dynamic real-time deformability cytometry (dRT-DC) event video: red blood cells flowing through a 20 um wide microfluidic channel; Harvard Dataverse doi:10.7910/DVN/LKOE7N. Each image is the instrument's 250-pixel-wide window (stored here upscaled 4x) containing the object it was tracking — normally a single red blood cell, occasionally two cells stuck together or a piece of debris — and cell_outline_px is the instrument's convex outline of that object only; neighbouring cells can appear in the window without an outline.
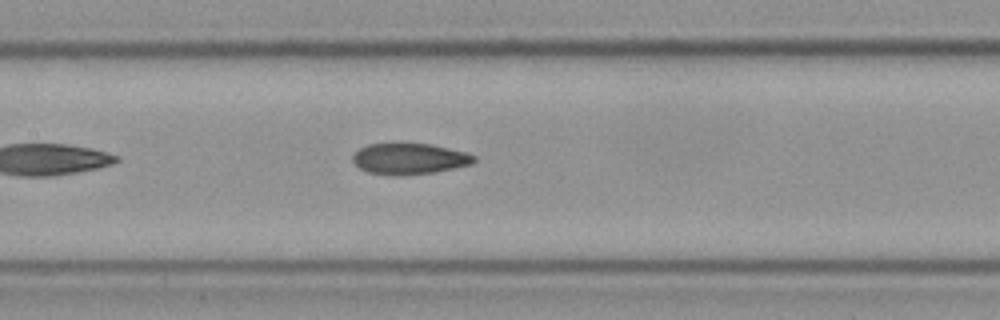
{"species": "Egyptian fruit bat (a non-hibernating species)", "species_latin": "Rousettus aegyptiacus", "temperature_condition": "cold", "stored_images_in_passage": 5, "segment_of_instrument_passage": [1, 2], "camera_frame_rate_fps": 3000, "um_per_image_px": 0.085, "frame": {"image": 1, "passage_image": 4, "time_ms": 1.0, "image_size_px": [1000, 320], "cell_outline_px": [[476, 160], [472, 164], [436, 172], [400, 176], [396, 176], [368, 172], [360, 168], [352, 160], [352, 156], [360, 148], [368, 144], [432, 144], [468, 152], [476, 156]], "centroid_in_image_um": [34.84, 13.5], "position_along_channel_um": 172.6, "area_um2": 22.02}}